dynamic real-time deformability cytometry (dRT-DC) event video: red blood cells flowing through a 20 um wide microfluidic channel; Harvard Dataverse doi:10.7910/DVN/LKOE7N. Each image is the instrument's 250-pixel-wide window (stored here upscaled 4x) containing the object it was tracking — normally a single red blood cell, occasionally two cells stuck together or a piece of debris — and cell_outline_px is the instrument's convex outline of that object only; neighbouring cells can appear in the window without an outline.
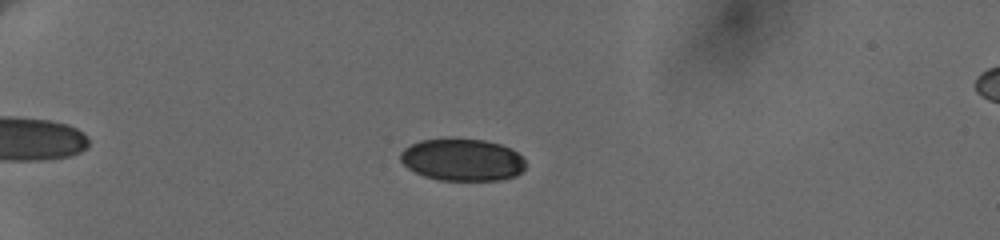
{"species": "human", "species_latin": "Homo sapiens", "temperature_condition": "cold", "stored_images_in_passage": 9, "camera_frame_rate_fps": 3000, "um_per_image_px": 0.085, "donor": {"sex": "female"}, "frame": {"image": 1, "passage_image": 7, "time_ms": 5.667, "image_size_px": [1000, 240], "cell_outline_px": [[524, 168], [516, 176], [500, 180], [440, 180], [424, 176], [408, 168], [400, 160], [400, 152], [404, 148], [420, 140], [484, 140], [500, 144], [516, 152], [524, 160]], "centroid_in_image_um": [39.28, 13.6], "position_along_channel_um": 45.7, "area_um2": 30.23}}